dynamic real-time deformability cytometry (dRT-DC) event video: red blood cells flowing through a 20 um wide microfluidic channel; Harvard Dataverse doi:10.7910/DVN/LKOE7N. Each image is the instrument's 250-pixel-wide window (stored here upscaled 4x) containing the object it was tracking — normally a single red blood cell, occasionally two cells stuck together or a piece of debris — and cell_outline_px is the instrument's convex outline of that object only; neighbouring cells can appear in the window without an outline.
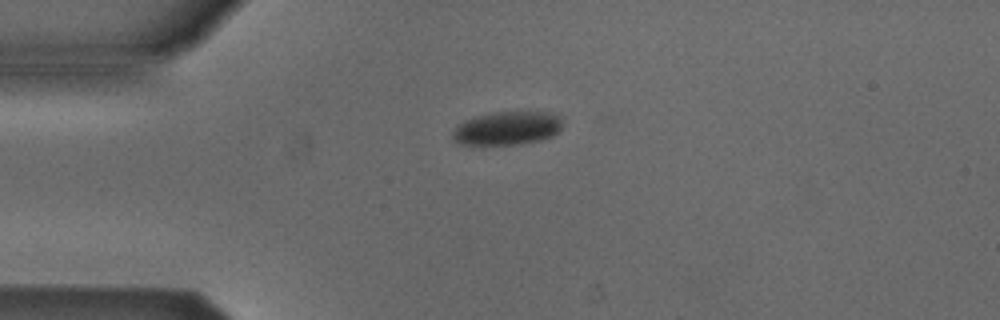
{"species": "Egyptian fruit bat (a non-hibernating species)", "species_latin": "Rousettus aegyptiacus", "temperature_condition": "cold", "stored_images_in_passage": 6, "camera_frame_rate_fps": 3000, "um_per_image_px": 0.085, "animal": {"sex": "male"}, "frame": {"image": 1, "passage_image": 1, "time_ms": 0.0, "image_size_px": [1000, 320], "cell_outline_px": [[560, 128], [552, 136], [540, 140], [516, 144], [460, 144], [452, 136], [452, 132], [464, 120], [476, 116], [496, 112], [548, 112], [560, 116]], "centroid_in_image_um": [43.1, 10.89], "position_along_channel_um": 41.9, "area_um2": 20.98}}
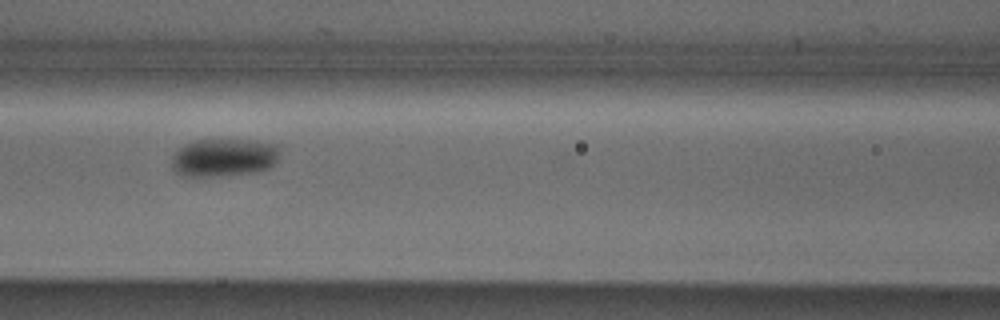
{"frame": {"image": 2, "passage_image": 4, "time_ms": 1.0, "image_size_px": [1000, 320], "cell_outline_px": [[280, 152], [276, 160], [268, 168], [256, 172], [224, 176], [180, 176], [172, 168], [172, 156], [184, 144], [196, 140], [252, 140], [276, 144], [280, 148]], "centroid_in_image_um": [19.02, 13.4], "position_along_channel_um": 147.6, "area_um2": 24.04}}
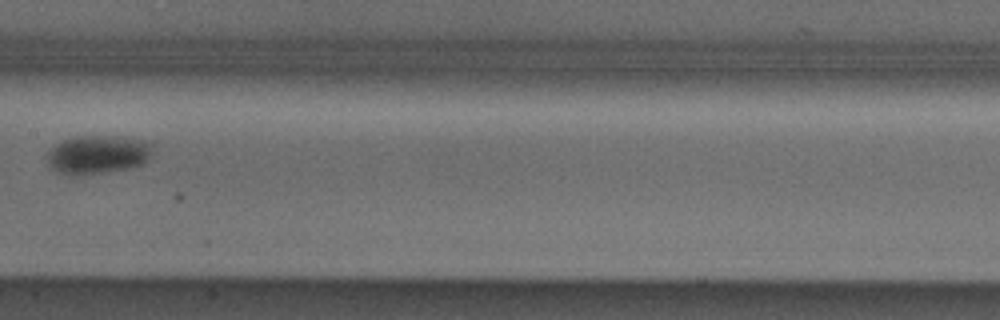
{"frame": {"image": 3, "passage_image": 5, "time_ms": 1.333, "image_size_px": [1000, 320], "cell_outline_px": [[152, 156], [144, 164], [128, 168], [80, 176], [68, 176], [56, 172], [48, 164], [48, 152], [56, 144], [64, 140], [76, 136], [116, 136], [152, 140]], "centroid_in_image_um": [8.35, 13.14], "position_along_channel_um": 199.0, "area_um2": 24.22}}